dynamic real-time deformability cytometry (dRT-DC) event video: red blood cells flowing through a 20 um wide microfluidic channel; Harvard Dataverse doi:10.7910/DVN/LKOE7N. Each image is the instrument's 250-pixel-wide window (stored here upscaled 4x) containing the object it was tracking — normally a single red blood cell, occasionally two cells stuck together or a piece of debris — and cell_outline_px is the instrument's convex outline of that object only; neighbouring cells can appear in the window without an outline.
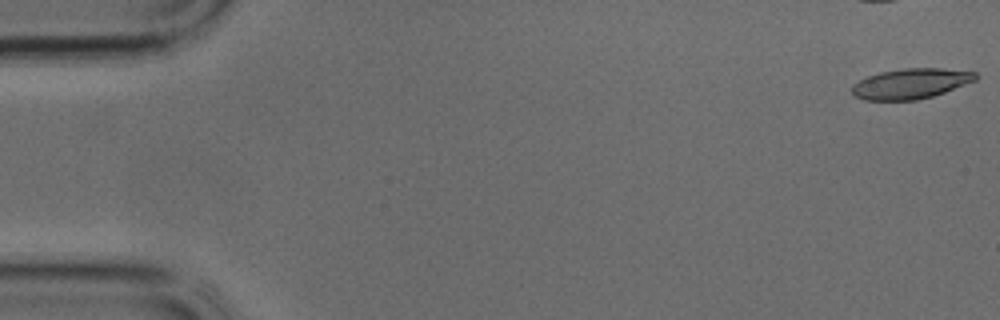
{"species": "common noctule bat (a hibernating species)", "species_latin": "Nyctalus noctula", "temperature_condition": "cold", "stored_images_in_passage": 30, "camera_frame_rate_fps": 3000, "um_per_image_px": 0.085, "animal": {"sex": "male", "body_mass_g": 17.9, "forearm_length_mm": 54.2}, "frame": {"image": 1, "passage_image": 1, "time_ms": 0.0, "image_size_px": [1000, 320], "cell_outline_px": [[980, 76], [976, 80], [944, 92], [932, 96], [916, 100], [864, 100], [856, 96], [852, 92], [852, 84], [868, 76], [880, 72], [904, 68], [944, 68], [976, 72]], "centroid_in_image_um": [77.44, 7.1], "position_along_channel_um": 7.6, "area_um2": 21.79}}